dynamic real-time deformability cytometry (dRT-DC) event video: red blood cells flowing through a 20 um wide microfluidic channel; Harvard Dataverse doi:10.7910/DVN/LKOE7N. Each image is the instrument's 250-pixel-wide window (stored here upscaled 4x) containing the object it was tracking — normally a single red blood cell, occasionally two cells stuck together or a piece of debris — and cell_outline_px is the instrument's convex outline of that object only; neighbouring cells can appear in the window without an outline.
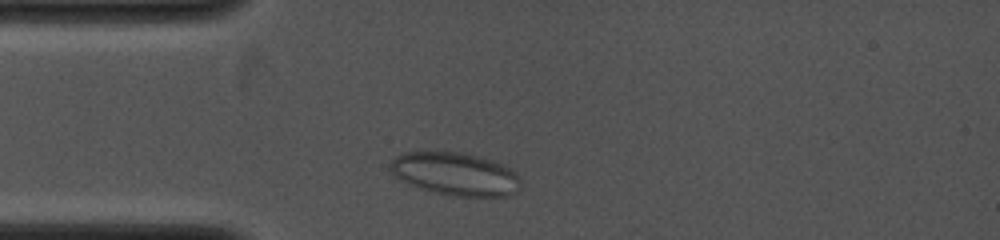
{"species": "common noctule bat (a hibernating species)", "species_latin": "Nyctalus noctula", "temperature_condition": "cold", "stored_images_in_passage": 2, "camera_frame_rate_fps": 4000, "um_per_image_px": 0.085, "animal": {"sex": "female", "body_mass_g": 19.0, "forearm_length_mm": 53.3}, "frame": {"image": 1, "passage_image": 2, "time_ms": 0.75, "image_size_px": [1000, 240], "cell_outline_px": [[520, 188], [516, 192], [508, 196], [456, 196], [436, 192], [420, 188], [408, 184], [400, 180], [388, 172], [388, 164], [396, 156], [404, 152], [468, 152], [500, 164], [516, 172], [520, 180]], "centroid_in_image_um": [38.66, 14.78], "position_along_channel_um": 46.3, "area_um2": 32.77}}